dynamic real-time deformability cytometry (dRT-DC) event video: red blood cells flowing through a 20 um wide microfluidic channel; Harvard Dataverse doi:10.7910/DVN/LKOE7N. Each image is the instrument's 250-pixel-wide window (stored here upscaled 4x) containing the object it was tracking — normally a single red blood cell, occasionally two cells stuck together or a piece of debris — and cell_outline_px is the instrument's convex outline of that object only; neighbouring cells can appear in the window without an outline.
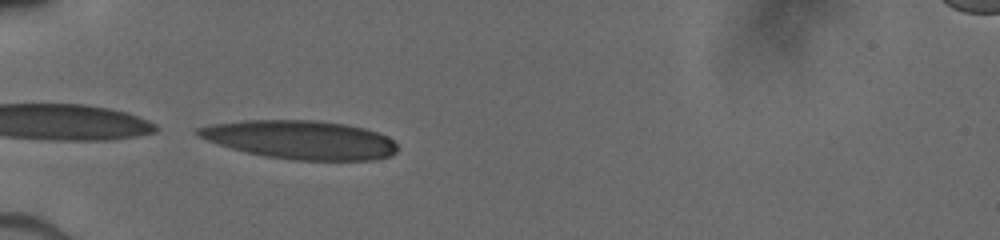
{"species": "human", "species_latin": "Homo sapiens", "temperature_condition": "cold", "stored_images_in_passage": 35, "camera_frame_rate_fps": 3000, "um_per_image_px": 0.085, "donor": {"sex": "male"}, "frame": {"image": 1, "passage_image": 1, "time_ms": 0.0, "image_size_px": [1000, 240], "cell_outline_px": [[396, 152], [388, 156], [372, 160], [292, 160], [264, 156], [232, 148], [208, 140], [192, 132], [196, 128], [212, 124], [244, 120], [316, 120], [344, 124], [364, 128], [388, 136], [396, 144]], "centroid_in_image_um": [25.53, 11.87], "position_along_channel_um": 59.5, "area_um2": 44.62}}
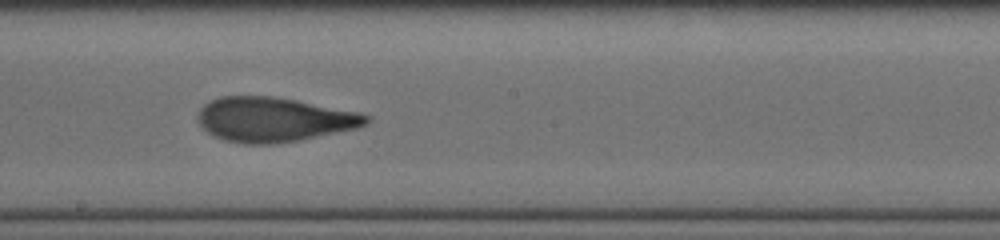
{"frame": {"image": 2, "passage_image": 18, "time_ms": 4.333, "image_size_px": [1000, 240], "cell_outline_px": [[372, 120], [368, 124], [356, 128], [296, 140], [272, 144], [244, 144], [224, 140], [212, 136], [200, 124], [196, 116], [200, 108], [204, 104], [220, 96], [272, 96], [296, 100], [356, 112], [372, 116]], "centroid_in_image_um": [23.24, 10.15], "position_along_channel_um": 225.0, "area_um2": 43.47}}
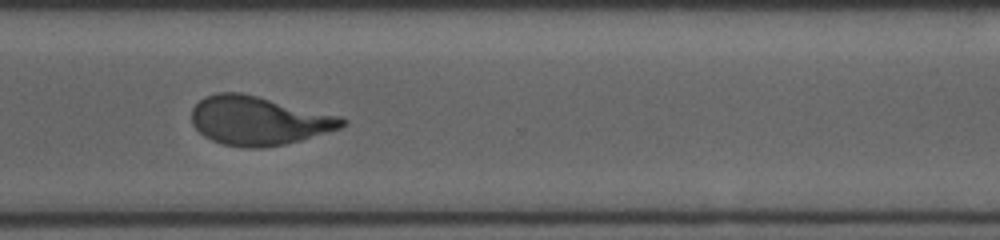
{"frame": {"image": 3, "passage_image": 34, "time_ms": 7.333, "image_size_px": [1000, 240], "cell_outline_px": [[348, 120], [340, 128], [300, 140], [284, 144], [260, 148], [244, 148], [224, 144], [212, 140], [204, 136], [192, 124], [192, 108], [204, 96], [216, 92], [240, 92], [340, 116]], "centroid_in_image_um": [21.95, 10.25], "position_along_channel_um": 348.7, "area_um2": 42.48}}